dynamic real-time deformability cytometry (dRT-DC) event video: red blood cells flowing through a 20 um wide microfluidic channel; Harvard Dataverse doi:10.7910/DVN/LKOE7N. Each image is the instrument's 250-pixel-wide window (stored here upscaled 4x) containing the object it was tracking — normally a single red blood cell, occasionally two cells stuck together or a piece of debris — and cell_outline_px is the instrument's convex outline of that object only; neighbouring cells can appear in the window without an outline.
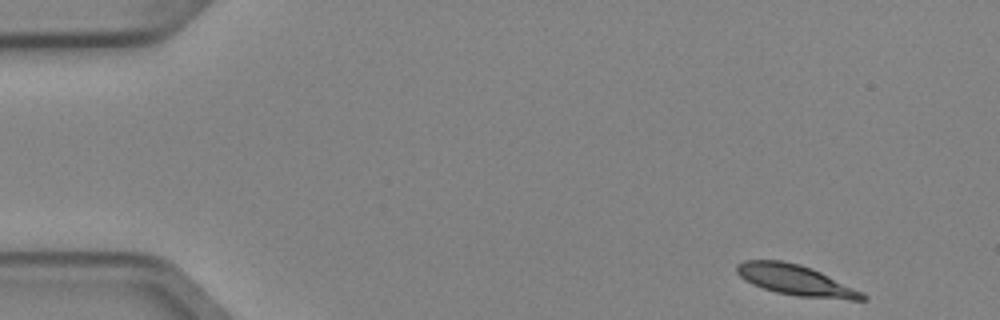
{"species": "Egyptian fruit bat (a non-hibernating species)", "species_latin": "Rousettus aegyptiacus", "temperature_condition": "cold", "stored_images_in_passage": 4, "camera_frame_rate_fps": 3000, "um_per_image_px": 0.085, "animal": {"sex": "female"}, "frame": {"image": 1, "passage_image": 1, "time_ms": 0.0, "image_size_px": [1000, 320], "cell_outline_px": [[868, 300], [848, 300], [796, 296], [776, 292], [752, 284], [744, 280], [736, 272], [736, 264], [744, 260], [780, 260], [800, 264], [812, 268], [868, 296]], "centroid_in_image_um": [67.58, 23.81], "position_along_channel_um": 17.4, "area_um2": 22.2}}
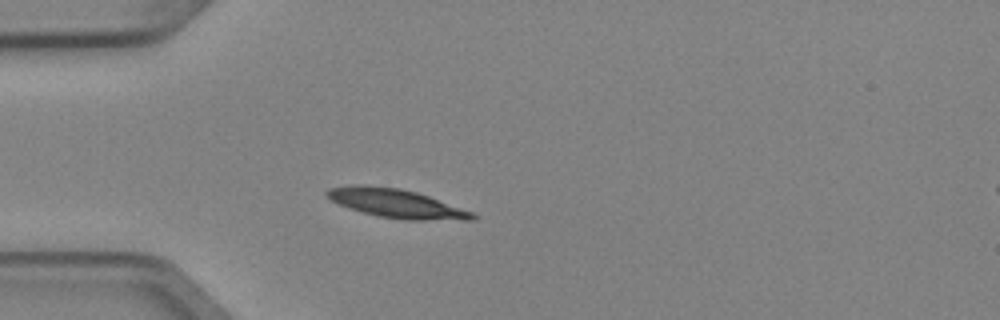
{"frame": {"image": 2, "passage_image": 4, "time_ms": 1.0, "image_size_px": [1000, 320], "cell_outline_px": [[476, 220], [404, 220], [376, 216], [348, 208], [332, 200], [324, 192], [328, 188], [360, 184], [364, 184], [400, 188], [416, 192], [428, 196], [472, 212], [476, 216]], "centroid_in_image_um": [33.67, 17.29], "position_along_channel_um": 51.3, "area_um2": 24.33}}